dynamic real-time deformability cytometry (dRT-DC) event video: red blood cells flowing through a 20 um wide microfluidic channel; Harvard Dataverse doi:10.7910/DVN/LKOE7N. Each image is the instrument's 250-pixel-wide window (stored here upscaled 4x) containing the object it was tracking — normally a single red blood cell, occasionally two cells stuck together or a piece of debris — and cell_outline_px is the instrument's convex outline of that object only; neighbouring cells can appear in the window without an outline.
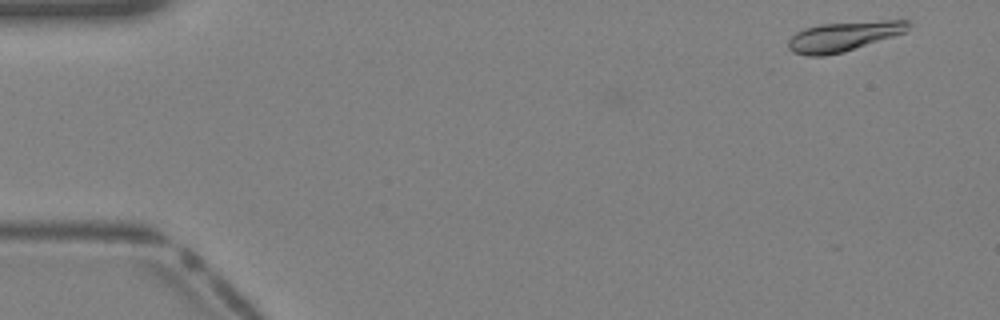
{"species": "Egyptian fruit bat (a non-hibernating species)", "species_latin": "Rousettus aegyptiacus", "temperature_condition": "warm", "stored_images_in_passage": 7, "camera_frame_rate_fps": 3000, "um_per_image_px": 0.085, "animal": {"sex": "female"}, "frame": {"image": 1, "passage_image": 2, "time_ms": 0.333, "image_size_px": [1000, 320], "cell_outline_px": [[912, 24], [904, 32], [844, 52], [824, 56], [808, 56], [792, 52], [788, 48], [788, 40], [796, 32], [804, 28], [820, 24], [880, 20], [908, 20]], "centroid_in_image_um": [71.67, 3.09], "position_along_channel_um": 13.3, "area_um2": 20.75}}